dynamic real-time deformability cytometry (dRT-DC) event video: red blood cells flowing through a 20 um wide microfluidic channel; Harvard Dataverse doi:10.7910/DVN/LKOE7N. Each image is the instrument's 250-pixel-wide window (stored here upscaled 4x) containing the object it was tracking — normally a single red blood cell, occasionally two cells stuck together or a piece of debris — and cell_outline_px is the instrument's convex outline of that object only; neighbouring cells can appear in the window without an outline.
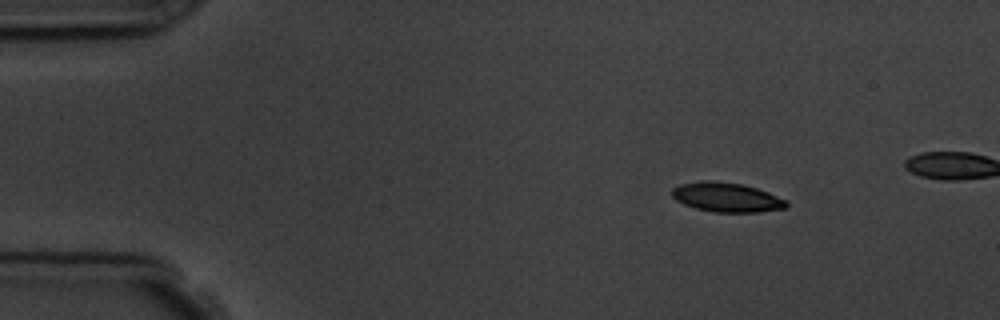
{"species": "common noctule bat (a hibernating species)", "species_latin": "Nyctalus noctula", "temperature_condition": "room temperature", "stored_images_in_passage": 4, "camera_frame_rate_fps": 3000, "um_per_image_px": 0.085, "animal": {"sex": "male", "body_mass_g": 19.5, "forearm_length_mm": 54.6}, "frame": {"image": 1, "passage_image": 1, "time_ms": 0.0, "image_size_px": [1000, 320], "cell_outline_px": [[788, 208], [756, 212], [712, 212], [696, 208], [684, 204], [676, 200], [672, 196], [672, 188], [680, 184], [700, 180], [712, 180], [740, 184], [756, 188], [768, 192], [788, 200]], "centroid_in_image_um": [61.77, 16.77], "position_along_channel_um": 23.2, "area_um2": 19.71}}